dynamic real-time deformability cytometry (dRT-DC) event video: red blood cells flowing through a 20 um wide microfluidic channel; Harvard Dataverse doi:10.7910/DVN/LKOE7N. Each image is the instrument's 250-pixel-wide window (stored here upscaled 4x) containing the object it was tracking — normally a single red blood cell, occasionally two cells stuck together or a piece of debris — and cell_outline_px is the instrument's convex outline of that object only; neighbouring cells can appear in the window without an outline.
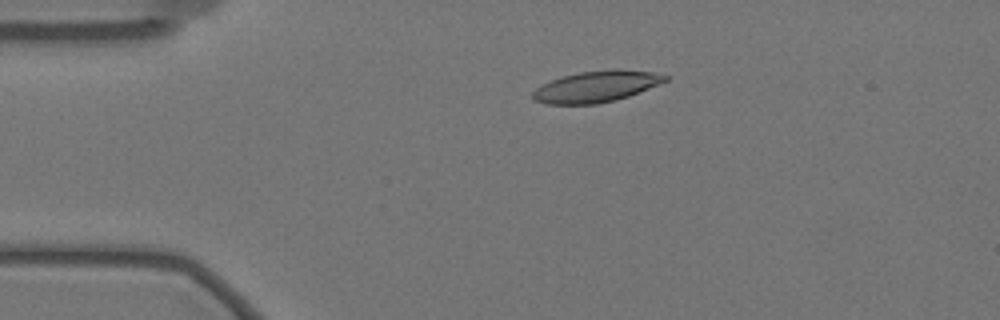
{"species": "Egyptian fruit bat (a non-hibernating species)", "species_latin": "Rousettus aegyptiacus", "temperature_condition": "warm", "stored_images_in_passage": 58, "camera_frame_rate_fps": 3000, "um_per_image_px": 0.085, "animal": {"sex": "female"}, "frame": {"image": 1, "passage_image": 12, "time_ms": 3.667, "image_size_px": [1000, 320], "cell_outline_px": [[668, 80], [628, 96], [616, 100], [596, 104], [548, 104], [532, 100], [532, 92], [540, 84], [564, 76], [580, 72], [652, 72], [668, 76]], "centroid_in_image_um": [50.57, 7.41], "position_along_channel_um": 34.4, "area_um2": 23.0}}
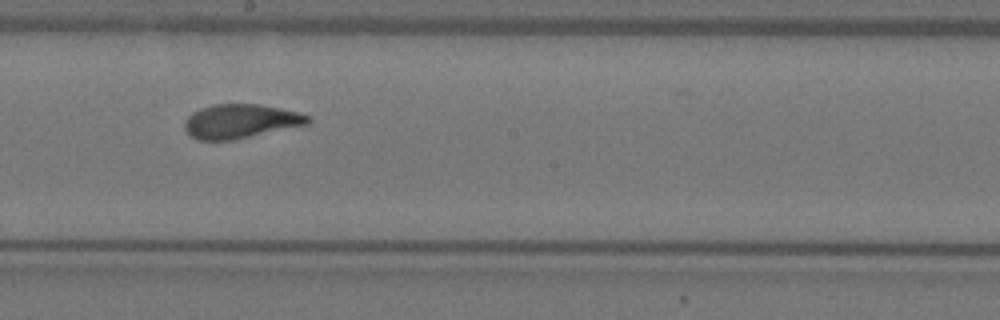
{"frame": {"image": 2, "passage_image": 32, "time_ms": 10.333, "image_size_px": [1000, 320], "cell_outline_px": [[312, 120], [308, 124], [232, 140], [196, 140], [184, 128], [184, 124], [188, 116], [192, 112], [200, 108], [212, 104], [260, 104], [300, 112], [308, 116]], "centroid_in_image_um": [20.44, 10.29], "position_along_channel_um": 227.8, "area_um2": 24.45}}
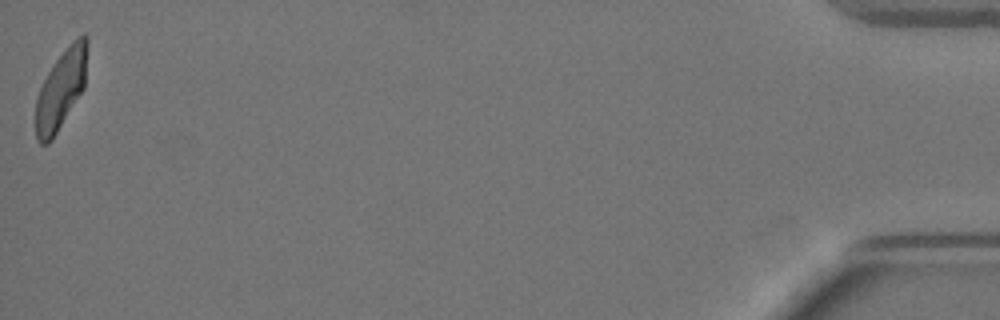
{"frame": {"image": 3, "passage_image": 58, "time_ms": 19.0, "image_size_px": [1000, 320], "cell_outline_px": [[88, 44], [84, 88], [52, 140], [48, 144], [40, 144], [36, 140], [36, 96], [48, 72], [56, 60], [72, 40], [84, 32], [88, 36]], "centroid_in_image_um": [5.19, 7.57], "position_along_channel_um": 430.0, "area_um2": 23.81}, "authors_computed_cell_mechanics": {"area_um2": 24.4783, "velocity_mm_per_s": 3.4706, "shape_relaxation_time_tau1_ms": 6.3785, "shape_relaxation_time_tau2_ms": 1.0467, "deformation_change_tau1": 0.2215, "deformation_change_tau2": 0.0578}}